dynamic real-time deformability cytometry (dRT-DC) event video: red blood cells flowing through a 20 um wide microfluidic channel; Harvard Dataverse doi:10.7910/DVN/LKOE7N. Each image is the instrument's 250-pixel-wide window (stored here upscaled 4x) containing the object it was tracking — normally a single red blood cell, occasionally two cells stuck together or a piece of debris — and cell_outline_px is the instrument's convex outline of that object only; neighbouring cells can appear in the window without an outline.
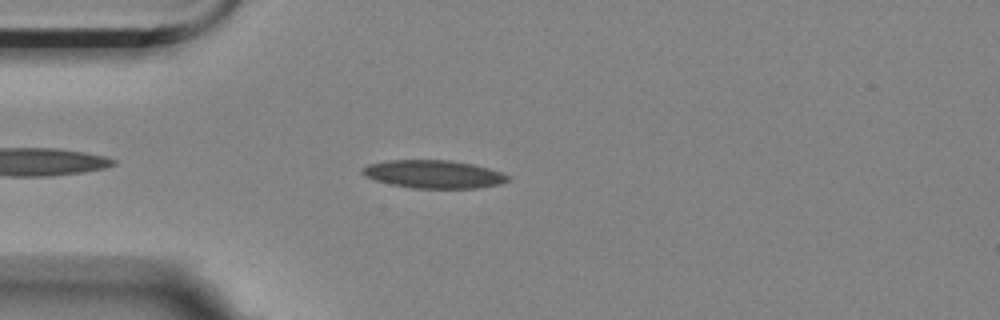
{"species": "Egyptian fruit bat (a non-hibernating species)", "species_latin": "Rousettus aegyptiacus", "temperature_condition": "room temperature", "stored_images_in_passage": 5, "camera_frame_rate_fps": 3000, "um_per_image_px": 0.085, "animal": {"sex": "female"}, "frame": {"image": 1, "passage_image": 2, "time_ms": 0.333, "image_size_px": [1000, 320], "cell_outline_px": [[512, 180], [500, 184], [476, 188], [412, 188], [392, 184], [376, 180], [364, 176], [360, 172], [360, 168], [368, 164], [388, 160], [452, 160], [472, 164], [488, 168], [512, 176]], "centroid_in_image_um": [36.87, 14.8], "position_along_channel_um": 48.1, "area_um2": 23.93}}
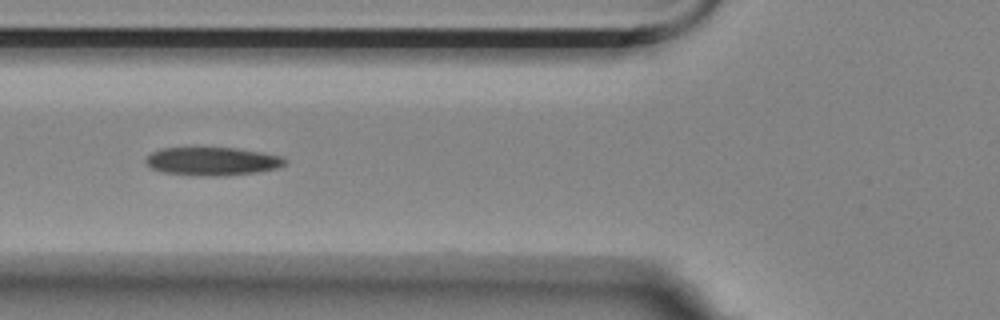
{"frame": {"image": 2, "passage_image": 4, "time_ms": 1.0, "image_size_px": [1000, 320], "cell_outline_px": [[288, 160], [284, 164], [276, 168], [256, 172], [224, 176], [200, 176], [164, 172], [152, 168], [144, 160], [152, 152], [164, 148], [236, 148], [260, 152], [280, 156]], "centroid_in_image_um": [18.05, 13.71], "position_along_channel_um": 107.7, "area_um2": 22.66}}
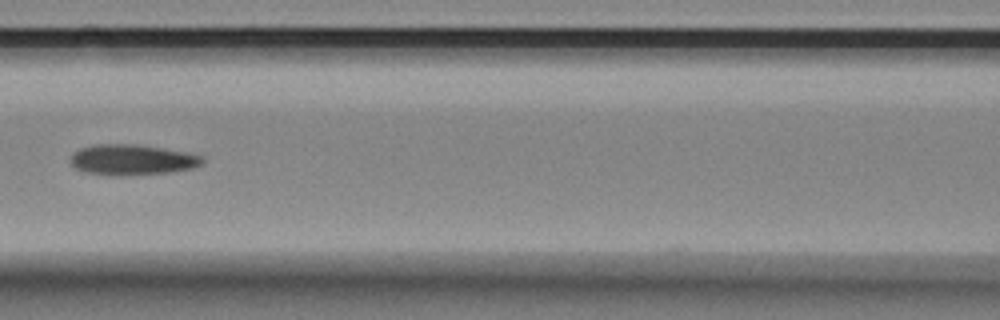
{"frame": {"image": 3, "passage_image": 5, "time_ms": 1.333, "image_size_px": [1000, 320], "cell_outline_px": [[204, 164], [192, 168], [168, 172], [116, 176], [112, 176], [84, 172], [76, 168], [68, 160], [72, 152], [80, 148], [92, 144], [136, 144], [164, 148], [188, 152], [204, 156]], "centroid_in_image_um": [11.21, 13.57], "position_along_channel_um": 155.4, "area_um2": 23.87}}